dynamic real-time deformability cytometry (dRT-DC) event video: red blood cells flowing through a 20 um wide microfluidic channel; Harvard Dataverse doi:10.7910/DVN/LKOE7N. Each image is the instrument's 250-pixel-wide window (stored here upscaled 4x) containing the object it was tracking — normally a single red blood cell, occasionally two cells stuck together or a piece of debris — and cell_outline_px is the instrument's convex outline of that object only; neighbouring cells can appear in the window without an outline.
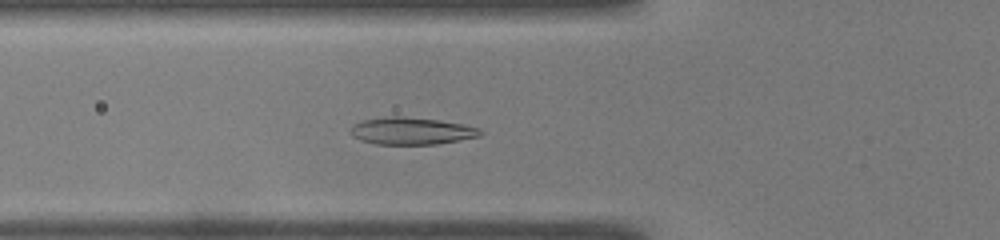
{"species": "common noctule bat (a hibernating species)", "species_latin": "Nyctalus noctula", "temperature_condition": "warm", "stored_images_in_passage": 43, "camera_frame_rate_fps": 3000, "um_per_image_px": 0.085, "animal": {"sex": "male", "body_mass_g": 19.0, "forearm_length_mm": 50.8}, "frame": {"image": 1, "passage_image": 11, "time_ms": 3.333, "image_size_px": [1000, 240], "cell_outline_px": [[484, 132], [480, 136], [460, 140], [436, 144], [376, 144], [360, 140], [352, 136], [348, 132], [348, 128], [352, 124], [364, 120], [392, 116], [404, 116], [440, 120], [464, 124], [480, 128]], "centroid_in_image_um": [34.96, 11.13], "position_along_channel_um": 90.8, "area_um2": 20.81}}
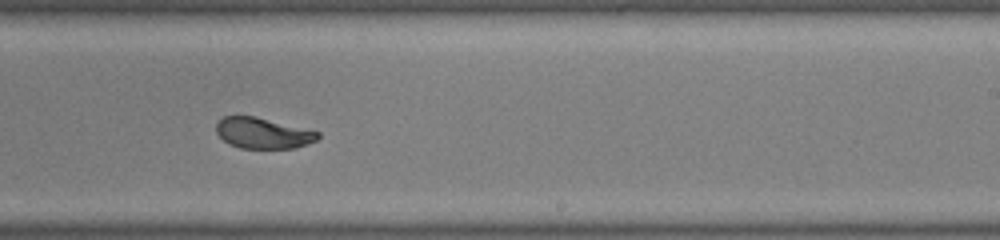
{"frame": {"image": 2, "passage_image": 24, "time_ms": 7.667, "image_size_px": [1000, 240], "cell_outline_px": [[320, 136], [316, 140], [308, 144], [296, 148], [240, 148], [228, 144], [216, 132], [216, 124], [224, 116], [256, 116], [320, 132]], "centroid_in_image_um": [22.36, 11.32], "position_along_channel_um": 266.6, "area_um2": 18.26}}
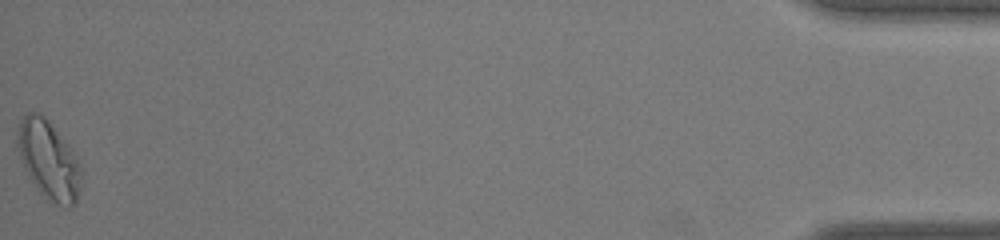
{"frame": {"image": 3, "passage_image": 43, "time_ms": 14.0, "image_size_px": [1000, 240], "cell_outline_px": [[80, 188], [76, 204], [68, 208], [48, 204], [32, 184], [24, 168], [16, 144], [16, 140], [20, 120], [28, 112], [40, 112], [48, 120], [68, 144], [76, 156], [80, 168]], "centroid_in_image_um": [4.12, 13.66], "position_along_channel_um": 431.1, "area_um2": 29.65}, "authors_computed_cell_mechanics": {"area_um2": 20.23, "velocity_mm_per_s": 4.065, "shape_relaxation_time_tau1_ms": 5.5222, "shape_relaxation_time_tau2_ms": 0.4445, "deformation_change_tau1": 0.1919, "deformation_change_tau2": 0.0428}}